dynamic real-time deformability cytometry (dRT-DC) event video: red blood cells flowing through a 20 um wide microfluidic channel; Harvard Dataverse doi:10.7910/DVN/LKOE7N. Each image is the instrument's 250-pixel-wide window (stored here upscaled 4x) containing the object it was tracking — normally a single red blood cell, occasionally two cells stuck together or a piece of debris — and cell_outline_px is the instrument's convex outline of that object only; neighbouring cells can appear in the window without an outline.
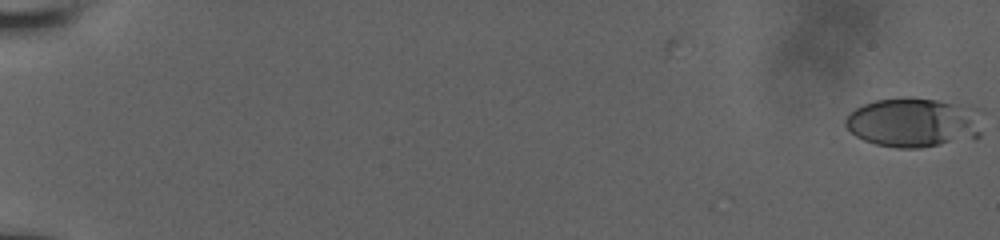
{"species": "human", "species_latin": "Homo sapiens", "temperature_condition": "room temperature", "stored_images_in_passage": 55, "camera_frame_rate_fps": 3000, "um_per_image_px": 0.085, "donor": {"sex": "male"}, "frame": {"image": 1, "passage_image": 1, "time_ms": 0.0, "image_size_px": [1000, 240], "cell_outline_px": [[980, 136], [976, 140], [920, 148], [896, 148], [876, 144], [864, 140], [856, 136], [844, 124], [844, 120], [856, 108], [864, 104], [876, 100], [936, 100], [976, 108], [980, 132]], "centroid_in_image_um": [77.68, 10.48], "position_along_channel_um": 7.3, "area_um2": 38.84}}
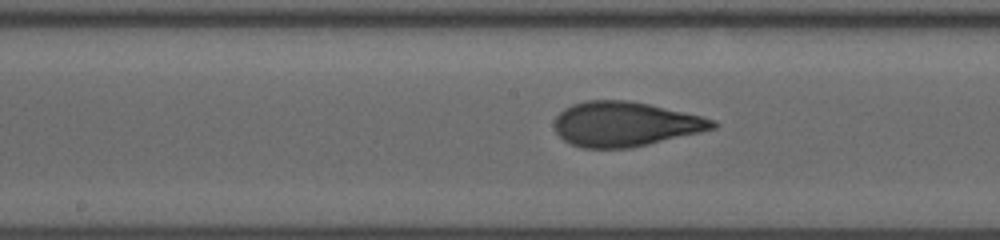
{"frame": {"image": 2, "passage_image": 28, "time_ms": 10.333, "image_size_px": [1000, 240], "cell_outline_px": [[720, 124], [716, 128], [700, 132], [632, 148], [580, 148], [564, 140], [556, 132], [556, 116], [564, 108], [572, 104], [588, 100], [628, 100], [648, 104], [700, 116], [716, 120]], "centroid_in_image_um": [53.14, 10.55], "position_along_channel_um": 195.1, "area_um2": 41.04}}
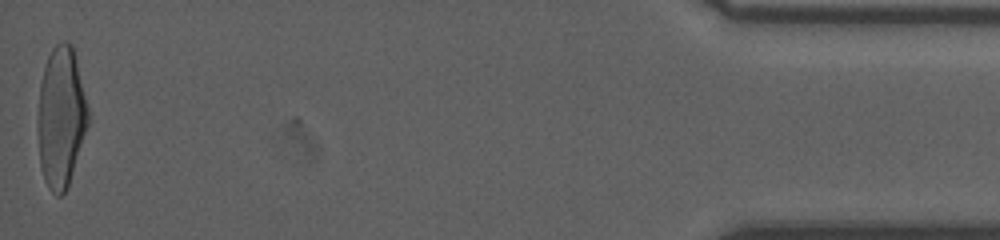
{"frame": {"image": 3, "passage_image": 55, "time_ms": 18.333, "image_size_px": [1000, 240], "cell_outline_px": [[88, 124], [68, 188], [60, 196], [56, 196], [48, 188], [44, 180], [40, 168], [36, 120], [40, 84], [44, 68], [48, 56], [52, 48], [60, 40], [68, 40], [72, 44], [88, 108]], "centroid_in_image_um": [5.16, 9.98], "position_along_channel_um": 430.0, "area_um2": 41.62}}